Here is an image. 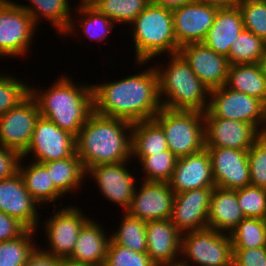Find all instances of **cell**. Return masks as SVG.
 <instances>
[{
	"label": "cell",
	"mask_w": 266,
	"mask_h": 266,
	"mask_svg": "<svg viewBox=\"0 0 266 266\" xmlns=\"http://www.w3.org/2000/svg\"><path fill=\"white\" fill-rule=\"evenodd\" d=\"M259 65L261 67V70L264 76L266 77V47H265L264 53L262 54L260 58Z\"/></svg>",
	"instance_id": "cell-49"
},
{
	"label": "cell",
	"mask_w": 266,
	"mask_h": 266,
	"mask_svg": "<svg viewBox=\"0 0 266 266\" xmlns=\"http://www.w3.org/2000/svg\"><path fill=\"white\" fill-rule=\"evenodd\" d=\"M197 0H149V3L155 6H161L169 10L182 7L196 2Z\"/></svg>",
	"instance_id": "cell-47"
},
{
	"label": "cell",
	"mask_w": 266,
	"mask_h": 266,
	"mask_svg": "<svg viewBox=\"0 0 266 266\" xmlns=\"http://www.w3.org/2000/svg\"><path fill=\"white\" fill-rule=\"evenodd\" d=\"M237 200L245 217L266 220V189L252 185L237 189Z\"/></svg>",
	"instance_id": "cell-40"
},
{
	"label": "cell",
	"mask_w": 266,
	"mask_h": 266,
	"mask_svg": "<svg viewBox=\"0 0 266 266\" xmlns=\"http://www.w3.org/2000/svg\"><path fill=\"white\" fill-rule=\"evenodd\" d=\"M26 230L27 228L17 219L0 211V242L14 240Z\"/></svg>",
	"instance_id": "cell-45"
},
{
	"label": "cell",
	"mask_w": 266,
	"mask_h": 266,
	"mask_svg": "<svg viewBox=\"0 0 266 266\" xmlns=\"http://www.w3.org/2000/svg\"><path fill=\"white\" fill-rule=\"evenodd\" d=\"M204 118H223L252 124L262 135L266 134V105L243 92L226 85L210 91L209 105Z\"/></svg>",
	"instance_id": "cell-8"
},
{
	"label": "cell",
	"mask_w": 266,
	"mask_h": 266,
	"mask_svg": "<svg viewBox=\"0 0 266 266\" xmlns=\"http://www.w3.org/2000/svg\"><path fill=\"white\" fill-rule=\"evenodd\" d=\"M204 122L205 147L249 150L262 135L252 124L243 121L204 118Z\"/></svg>",
	"instance_id": "cell-20"
},
{
	"label": "cell",
	"mask_w": 266,
	"mask_h": 266,
	"mask_svg": "<svg viewBox=\"0 0 266 266\" xmlns=\"http://www.w3.org/2000/svg\"><path fill=\"white\" fill-rule=\"evenodd\" d=\"M74 10L78 12L77 15L79 20L76 21L73 17L68 29L63 33L62 36L69 35V37H71L73 34V36H75V33L76 36H78L77 33L83 30L85 33L84 36L86 35V38L88 37L92 41L94 40L97 41V43L98 41L102 43L104 42V39L106 40V38L109 36V33L116 25L110 18L99 12L88 1H80ZM76 22L80 25L81 30L78 29L79 25H77Z\"/></svg>",
	"instance_id": "cell-26"
},
{
	"label": "cell",
	"mask_w": 266,
	"mask_h": 266,
	"mask_svg": "<svg viewBox=\"0 0 266 266\" xmlns=\"http://www.w3.org/2000/svg\"><path fill=\"white\" fill-rule=\"evenodd\" d=\"M39 116L38 104L29 95L17 107L0 116V144L22 154L30 144Z\"/></svg>",
	"instance_id": "cell-13"
},
{
	"label": "cell",
	"mask_w": 266,
	"mask_h": 266,
	"mask_svg": "<svg viewBox=\"0 0 266 266\" xmlns=\"http://www.w3.org/2000/svg\"><path fill=\"white\" fill-rule=\"evenodd\" d=\"M146 236L147 254L156 265L179 262L182 233L171 219L146 222Z\"/></svg>",
	"instance_id": "cell-22"
},
{
	"label": "cell",
	"mask_w": 266,
	"mask_h": 266,
	"mask_svg": "<svg viewBox=\"0 0 266 266\" xmlns=\"http://www.w3.org/2000/svg\"><path fill=\"white\" fill-rule=\"evenodd\" d=\"M37 246L30 254L26 266H61L63 260L47 253Z\"/></svg>",
	"instance_id": "cell-46"
},
{
	"label": "cell",
	"mask_w": 266,
	"mask_h": 266,
	"mask_svg": "<svg viewBox=\"0 0 266 266\" xmlns=\"http://www.w3.org/2000/svg\"><path fill=\"white\" fill-rule=\"evenodd\" d=\"M93 111L130 123L153 119L162 109L155 66L120 80L92 84Z\"/></svg>",
	"instance_id": "cell-1"
},
{
	"label": "cell",
	"mask_w": 266,
	"mask_h": 266,
	"mask_svg": "<svg viewBox=\"0 0 266 266\" xmlns=\"http://www.w3.org/2000/svg\"><path fill=\"white\" fill-rule=\"evenodd\" d=\"M30 95V87L27 82L13 75H0V116L10 109L17 107Z\"/></svg>",
	"instance_id": "cell-39"
},
{
	"label": "cell",
	"mask_w": 266,
	"mask_h": 266,
	"mask_svg": "<svg viewBox=\"0 0 266 266\" xmlns=\"http://www.w3.org/2000/svg\"><path fill=\"white\" fill-rule=\"evenodd\" d=\"M220 7L215 3L197 0L172 10L173 30L178 46L202 43Z\"/></svg>",
	"instance_id": "cell-12"
},
{
	"label": "cell",
	"mask_w": 266,
	"mask_h": 266,
	"mask_svg": "<svg viewBox=\"0 0 266 266\" xmlns=\"http://www.w3.org/2000/svg\"><path fill=\"white\" fill-rule=\"evenodd\" d=\"M175 194L188 190L215 187L211 158L206 148L195 154L177 158L168 182Z\"/></svg>",
	"instance_id": "cell-21"
},
{
	"label": "cell",
	"mask_w": 266,
	"mask_h": 266,
	"mask_svg": "<svg viewBox=\"0 0 266 266\" xmlns=\"http://www.w3.org/2000/svg\"><path fill=\"white\" fill-rule=\"evenodd\" d=\"M56 81L46 90L31 86L30 95L38 104L40 116L76 137L93 112L92 84L77 85L68 75Z\"/></svg>",
	"instance_id": "cell-3"
},
{
	"label": "cell",
	"mask_w": 266,
	"mask_h": 266,
	"mask_svg": "<svg viewBox=\"0 0 266 266\" xmlns=\"http://www.w3.org/2000/svg\"><path fill=\"white\" fill-rule=\"evenodd\" d=\"M61 266H86V265H78V264L71 263L67 260H63Z\"/></svg>",
	"instance_id": "cell-50"
},
{
	"label": "cell",
	"mask_w": 266,
	"mask_h": 266,
	"mask_svg": "<svg viewBox=\"0 0 266 266\" xmlns=\"http://www.w3.org/2000/svg\"><path fill=\"white\" fill-rule=\"evenodd\" d=\"M135 50V65H146L162 53L179 52L174 30L172 10L148 4L130 24Z\"/></svg>",
	"instance_id": "cell-5"
},
{
	"label": "cell",
	"mask_w": 266,
	"mask_h": 266,
	"mask_svg": "<svg viewBox=\"0 0 266 266\" xmlns=\"http://www.w3.org/2000/svg\"><path fill=\"white\" fill-rule=\"evenodd\" d=\"M75 205L54 209L52 216L43 222L49 250L43 251L66 260L73 251L79 232L83 225L90 219ZM47 249V250H46Z\"/></svg>",
	"instance_id": "cell-11"
},
{
	"label": "cell",
	"mask_w": 266,
	"mask_h": 266,
	"mask_svg": "<svg viewBox=\"0 0 266 266\" xmlns=\"http://www.w3.org/2000/svg\"><path fill=\"white\" fill-rule=\"evenodd\" d=\"M178 53L210 91L226 85L230 66L227 57L216 53L203 43L183 45Z\"/></svg>",
	"instance_id": "cell-18"
},
{
	"label": "cell",
	"mask_w": 266,
	"mask_h": 266,
	"mask_svg": "<svg viewBox=\"0 0 266 266\" xmlns=\"http://www.w3.org/2000/svg\"><path fill=\"white\" fill-rule=\"evenodd\" d=\"M140 162L143 181L169 182L176 166L177 157L168 149L146 157H134Z\"/></svg>",
	"instance_id": "cell-37"
},
{
	"label": "cell",
	"mask_w": 266,
	"mask_h": 266,
	"mask_svg": "<svg viewBox=\"0 0 266 266\" xmlns=\"http://www.w3.org/2000/svg\"><path fill=\"white\" fill-rule=\"evenodd\" d=\"M244 29L266 42V0H238Z\"/></svg>",
	"instance_id": "cell-38"
},
{
	"label": "cell",
	"mask_w": 266,
	"mask_h": 266,
	"mask_svg": "<svg viewBox=\"0 0 266 266\" xmlns=\"http://www.w3.org/2000/svg\"><path fill=\"white\" fill-rule=\"evenodd\" d=\"M24 160L21 157L18 171L23 178L27 191L39 205H49L50 202L54 203L58 198L64 196L54 186L50 172L41 163L31 161V163L24 166V164L22 165Z\"/></svg>",
	"instance_id": "cell-27"
},
{
	"label": "cell",
	"mask_w": 266,
	"mask_h": 266,
	"mask_svg": "<svg viewBox=\"0 0 266 266\" xmlns=\"http://www.w3.org/2000/svg\"><path fill=\"white\" fill-rule=\"evenodd\" d=\"M202 1H208L210 3H215L220 6H230V5H236L238 0H202Z\"/></svg>",
	"instance_id": "cell-48"
},
{
	"label": "cell",
	"mask_w": 266,
	"mask_h": 266,
	"mask_svg": "<svg viewBox=\"0 0 266 266\" xmlns=\"http://www.w3.org/2000/svg\"><path fill=\"white\" fill-rule=\"evenodd\" d=\"M36 231L27 229L14 240L0 242V266H26L30 254L37 247Z\"/></svg>",
	"instance_id": "cell-36"
},
{
	"label": "cell",
	"mask_w": 266,
	"mask_h": 266,
	"mask_svg": "<svg viewBox=\"0 0 266 266\" xmlns=\"http://www.w3.org/2000/svg\"><path fill=\"white\" fill-rule=\"evenodd\" d=\"M123 216L120 227L111 234V240L132 251L147 253L146 222L127 212Z\"/></svg>",
	"instance_id": "cell-32"
},
{
	"label": "cell",
	"mask_w": 266,
	"mask_h": 266,
	"mask_svg": "<svg viewBox=\"0 0 266 266\" xmlns=\"http://www.w3.org/2000/svg\"><path fill=\"white\" fill-rule=\"evenodd\" d=\"M233 266H266V247L233 249Z\"/></svg>",
	"instance_id": "cell-43"
},
{
	"label": "cell",
	"mask_w": 266,
	"mask_h": 266,
	"mask_svg": "<svg viewBox=\"0 0 266 266\" xmlns=\"http://www.w3.org/2000/svg\"><path fill=\"white\" fill-rule=\"evenodd\" d=\"M50 172L54 186L63 194L77 190L88 178L76 152L64 159L41 163ZM86 180H84V179Z\"/></svg>",
	"instance_id": "cell-30"
},
{
	"label": "cell",
	"mask_w": 266,
	"mask_h": 266,
	"mask_svg": "<svg viewBox=\"0 0 266 266\" xmlns=\"http://www.w3.org/2000/svg\"><path fill=\"white\" fill-rule=\"evenodd\" d=\"M226 86L257 98L266 105V77L259 63L230 65Z\"/></svg>",
	"instance_id": "cell-28"
},
{
	"label": "cell",
	"mask_w": 266,
	"mask_h": 266,
	"mask_svg": "<svg viewBox=\"0 0 266 266\" xmlns=\"http://www.w3.org/2000/svg\"><path fill=\"white\" fill-rule=\"evenodd\" d=\"M168 66L154 65L159 77V97L162 107L172 110L205 112L210 90L179 54L168 55Z\"/></svg>",
	"instance_id": "cell-4"
},
{
	"label": "cell",
	"mask_w": 266,
	"mask_h": 266,
	"mask_svg": "<svg viewBox=\"0 0 266 266\" xmlns=\"http://www.w3.org/2000/svg\"><path fill=\"white\" fill-rule=\"evenodd\" d=\"M175 193L168 182L143 181L136 187L129 209L130 216L145 222L170 219Z\"/></svg>",
	"instance_id": "cell-16"
},
{
	"label": "cell",
	"mask_w": 266,
	"mask_h": 266,
	"mask_svg": "<svg viewBox=\"0 0 266 266\" xmlns=\"http://www.w3.org/2000/svg\"><path fill=\"white\" fill-rule=\"evenodd\" d=\"M211 158L215 185L237 190L250 185L248 150L222 147H205Z\"/></svg>",
	"instance_id": "cell-15"
},
{
	"label": "cell",
	"mask_w": 266,
	"mask_h": 266,
	"mask_svg": "<svg viewBox=\"0 0 266 266\" xmlns=\"http://www.w3.org/2000/svg\"><path fill=\"white\" fill-rule=\"evenodd\" d=\"M265 47L264 40L243 29L230 47L229 64L259 63Z\"/></svg>",
	"instance_id": "cell-34"
},
{
	"label": "cell",
	"mask_w": 266,
	"mask_h": 266,
	"mask_svg": "<svg viewBox=\"0 0 266 266\" xmlns=\"http://www.w3.org/2000/svg\"><path fill=\"white\" fill-rule=\"evenodd\" d=\"M21 154L0 144V180L12 177L18 172Z\"/></svg>",
	"instance_id": "cell-44"
},
{
	"label": "cell",
	"mask_w": 266,
	"mask_h": 266,
	"mask_svg": "<svg viewBox=\"0 0 266 266\" xmlns=\"http://www.w3.org/2000/svg\"><path fill=\"white\" fill-rule=\"evenodd\" d=\"M214 187L175 194L171 222L181 232L208 228V215Z\"/></svg>",
	"instance_id": "cell-19"
},
{
	"label": "cell",
	"mask_w": 266,
	"mask_h": 266,
	"mask_svg": "<svg viewBox=\"0 0 266 266\" xmlns=\"http://www.w3.org/2000/svg\"><path fill=\"white\" fill-rule=\"evenodd\" d=\"M36 28L30 14L17 2L0 0V58L26 56Z\"/></svg>",
	"instance_id": "cell-9"
},
{
	"label": "cell",
	"mask_w": 266,
	"mask_h": 266,
	"mask_svg": "<svg viewBox=\"0 0 266 266\" xmlns=\"http://www.w3.org/2000/svg\"><path fill=\"white\" fill-rule=\"evenodd\" d=\"M99 12L115 24L130 25L149 4V0H89Z\"/></svg>",
	"instance_id": "cell-33"
},
{
	"label": "cell",
	"mask_w": 266,
	"mask_h": 266,
	"mask_svg": "<svg viewBox=\"0 0 266 266\" xmlns=\"http://www.w3.org/2000/svg\"><path fill=\"white\" fill-rule=\"evenodd\" d=\"M168 149L164 131L154 119L132 124L131 155L133 157H146Z\"/></svg>",
	"instance_id": "cell-29"
},
{
	"label": "cell",
	"mask_w": 266,
	"mask_h": 266,
	"mask_svg": "<svg viewBox=\"0 0 266 266\" xmlns=\"http://www.w3.org/2000/svg\"><path fill=\"white\" fill-rule=\"evenodd\" d=\"M245 218L237 200V190L215 186L210 202L208 228L230 234Z\"/></svg>",
	"instance_id": "cell-25"
},
{
	"label": "cell",
	"mask_w": 266,
	"mask_h": 266,
	"mask_svg": "<svg viewBox=\"0 0 266 266\" xmlns=\"http://www.w3.org/2000/svg\"><path fill=\"white\" fill-rule=\"evenodd\" d=\"M230 236L233 249L266 247V220L245 217Z\"/></svg>",
	"instance_id": "cell-35"
},
{
	"label": "cell",
	"mask_w": 266,
	"mask_h": 266,
	"mask_svg": "<svg viewBox=\"0 0 266 266\" xmlns=\"http://www.w3.org/2000/svg\"><path fill=\"white\" fill-rule=\"evenodd\" d=\"M153 119L161 126L169 150L177 158L195 154L205 148L203 112L162 107Z\"/></svg>",
	"instance_id": "cell-6"
},
{
	"label": "cell",
	"mask_w": 266,
	"mask_h": 266,
	"mask_svg": "<svg viewBox=\"0 0 266 266\" xmlns=\"http://www.w3.org/2000/svg\"><path fill=\"white\" fill-rule=\"evenodd\" d=\"M155 266H186V265L182 264L181 262H178L174 264H157Z\"/></svg>",
	"instance_id": "cell-51"
},
{
	"label": "cell",
	"mask_w": 266,
	"mask_h": 266,
	"mask_svg": "<svg viewBox=\"0 0 266 266\" xmlns=\"http://www.w3.org/2000/svg\"><path fill=\"white\" fill-rule=\"evenodd\" d=\"M75 152V136L59 128L51 120L39 116L30 144L21 156L26 159L32 153V161L44 163L68 158Z\"/></svg>",
	"instance_id": "cell-10"
},
{
	"label": "cell",
	"mask_w": 266,
	"mask_h": 266,
	"mask_svg": "<svg viewBox=\"0 0 266 266\" xmlns=\"http://www.w3.org/2000/svg\"><path fill=\"white\" fill-rule=\"evenodd\" d=\"M250 185L266 189V134L248 150Z\"/></svg>",
	"instance_id": "cell-42"
},
{
	"label": "cell",
	"mask_w": 266,
	"mask_h": 266,
	"mask_svg": "<svg viewBox=\"0 0 266 266\" xmlns=\"http://www.w3.org/2000/svg\"><path fill=\"white\" fill-rule=\"evenodd\" d=\"M131 143L132 123L94 111L75 137L76 154L86 172L97 165L130 161Z\"/></svg>",
	"instance_id": "cell-2"
},
{
	"label": "cell",
	"mask_w": 266,
	"mask_h": 266,
	"mask_svg": "<svg viewBox=\"0 0 266 266\" xmlns=\"http://www.w3.org/2000/svg\"><path fill=\"white\" fill-rule=\"evenodd\" d=\"M243 29L239 7L237 5L221 6L202 43L216 53L228 57L231 45Z\"/></svg>",
	"instance_id": "cell-24"
},
{
	"label": "cell",
	"mask_w": 266,
	"mask_h": 266,
	"mask_svg": "<svg viewBox=\"0 0 266 266\" xmlns=\"http://www.w3.org/2000/svg\"><path fill=\"white\" fill-rule=\"evenodd\" d=\"M105 233L104 227L90 218L81 228L72 254L66 260L78 265L103 266L111 240V234Z\"/></svg>",
	"instance_id": "cell-23"
},
{
	"label": "cell",
	"mask_w": 266,
	"mask_h": 266,
	"mask_svg": "<svg viewBox=\"0 0 266 266\" xmlns=\"http://www.w3.org/2000/svg\"><path fill=\"white\" fill-rule=\"evenodd\" d=\"M127 162L97 165L86 172V176L95 179L101 195L121 206L124 212L129 209L137 187L134 176L127 169Z\"/></svg>",
	"instance_id": "cell-14"
},
{
	"label": "cell",
	"mask_w": 266,
	"mask_h": 266,
	"mask_svg": "<svg viewBox=\"0 0 266 266\" xmlns=\"http://www.w3.org/2000/svg\"><path fill=\"white\" fill-rule=\"evenodd\" d=\"M147 253L132 251L110 240L103 266H155Z\"/></svg>",
	"instance_id": "cell-41"
},
{
	"label": "cell",
	"mask_w": 266,
	"mask_h": 266,
	"mask_svg": "<svg viewBox=\"0 0 266 266\" xmlns=\"http://www.w3.org/2000/svg\"><path fill=\"white\" fill-rule=\"evenodd\" d=\"M180 255L186 266H233L231 236L211 228L184 232Z\"/></svg>",
	"instance_id": "cell-7"
},
{
	"label": "cell",
	"mask_w": 266,
	"mask_h": 266,
	"mask_svg": "<svg viewBox=\"0 0 266 266\" xmlns=\"http://www.w3.org/2000/svg\"><path fill=\"white\" fill-rule=\"evenodd\" d=\"M69 0H29L30 4L23 5L17 3L20 7L25 9L31 16L34 24L37 26L41 17L46 19L51 26H53L58 33H63L68 29L72 20V8L68 2ZM70 5V6H69Z\"/></svg>",
	"instance_id": "cell-31"
},
{
	"label": "cell",
	"mask_w": 266,
	"mask_h": 266,
	"mask_svg": "<svg viewBox=\"0 0 266 266\" xmlns=\"http://www.w3.org/2000/svg\"><path fill=\"white\" fill-rule=\"evenodd\" d=\"M41 207L27 191L19 171L0 180V211L17 219L27 229L38 230Z\"/></svg>",
	"instance_id": "cell-17"
}]
</instances>
